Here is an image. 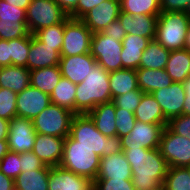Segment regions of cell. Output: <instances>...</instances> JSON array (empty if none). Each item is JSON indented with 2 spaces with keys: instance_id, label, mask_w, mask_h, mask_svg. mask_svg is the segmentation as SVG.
<instances>
[{
  "instance_id": "9a60e30c",
  "label": "cell",
  "mask_w": 190,
  "mask_h": 190,
  "mask_svg": "<svg viewBox=\"0 0 190 190\" xmlns=\"http://www.w3.org/2000/svg\"><path fill=\"white\" fill-rule=\"evenodd\" d=\"M121 12L120 0H105L88 11L81 20L92 33L102 32Z\"/></svg>"
},
{
  "instance_id": "d6a6232c",
  "label": "cell",
  "mask_w": 190,
  "mask_h": 190,
  "mask_svg": "<svg viewBox=\"0 0 190 190\" xmlns=\"http://www.w3.org/2000/svg\"><path fill=\"white\" fill-rule=\"evenodd\" d=\"M121 11L129 14L159 15L161 6L159 0H120Z\"/></svg>"
},
{
  "instance_id": "ee69618b",
  "label": "cell",
  "mask_w": 190,
  "mask_h": 190,
  "mask_svg": "<svg viewBox=\"0 0 190 190\" xmlns=\"http://www.w3.org/2000/svg\"><path fill=\"white\" fill-rule=\"evenodd\" d=\"M167 126L178 135L190 140V115L182 114L171 118Z\"/></svg>"
},
{
  "instance_id": "30bf717a",
  "label": "cell",
  "mask_w": 190,
  "mask_h": 190,
  "mask_svg": "<svg viewBox=\"0 0 190 190\" xmlns=\"http://www.w3.org/2000/svg\"><path fill=\"white\" fill-rule=\"evenodd\" d=\"M159 150L168 167H190V140L165 127Z\"/></svg>"
},
{
  "instance_id": "4dcf8cb0",
  "label": "cell",
  "mask_w": 190,
  "mask_h": 190,
  "mask_svg": "<svg viewBox=\"0 0 190 190\" xmlns=\"http://www.w3.org/2000/svg\"><path fill=\"white\" fill-rule=\"evenodd\" d=\"M171 51L165 49L156 40H152L144 50L139 68L165 69Z\"/></svg>"
},
{
  "instance_id": "e575fe53",
  "label": "cell",
  "mask_w": 190,
  "mask_h": 190,
  "mask_svg": "<svg viewBox=\"0 0 190 190\" xmlns=\"http://www.w3.org/2000/svg\"><path fill=\"white\" fill-rule=\"evenodd\" d=\"M64 28L65 21L40 29L33 35L41 42L52 46L53 49L57 50L60 53L64 40Z\"/></svg>"
},
{
  "instance_id": "5b68a950",
  "label": "cell",
  "mask_w": 190,
  "mask_h": 190,
  "mask_svg": "<svg viewBox=\"0 0 190 190\" xmlns=\"http://www.w3.org/2000/svg\"><path fill=\"white\" fill-rule=\"evenodd\" d=\"M190 17L185 12L161 11L156 23L155 40L165 49H185V40Z\"/></svg>"
},
{
  "instance_id": "8fae6325",
  "label": "cell",
  "mask_w": 190,
  "mask_h": 190,
  "mask_svg": "<svg viewBox=\"0 0 190 190\" xmlns=\"http://www.w3.org/2000/svg\"><path fill=\"white\" fill-rule=\"evenodd\" d=\"M166 126L136 121L129 135L121 138L122 148L157 149Z\"/></svg>"
},
{
  "instance_id": "44dd1931",
  "label": "cell",
  "mask_w": 190,
  "mask_h": 190,
  "mask_svg": "<svg viewBox=\"0 0 190 190\" xmlns=\"http://www.w3.org/2000/svg\"><path fill=\"white\" fill-rule=\"evenodd\" d=\"M131 179V165L124 152L113 153L100 158V167L96 179Z\"/></svg>"
},
{
  "instance_id": "5bb4252c",
  "label": "cell",
  "mask_w": 190,
  "mask_h": 190,
  "mask_svg": "<svg viewBox=\"0 0 190 190\" xmlns=\"http://www.w3.org/2000/svg\"><path fill=\"white\" fill-rule=\"evenodd\" d=\"M151 95L159 103L164 117L168 121L183 114L186 95L183 83L173 82L172 85L166 88L153 91Z\"/></svg>"
},
{
  "instance_id": "7bdbcfd3",
  "label": "cell",
  "mask_w": 190,
  "mask_h": 190,
  "mask_svg": "<svg viewBox=\"0 0 190 190\" xmlns=\"http://www.w3.org/2000/svg\"><path fill=\"white\" fill-rule=\"evenodd\" d=\"M0 20L5 22H27L26 10L0 0Z\"/></svg>"
},
{
  "instance_id": "ac0fdd59",
  "label": "cell",
  "mask_w": 190,
  "mask_h": 190,
  "mask_svg": "<svg viewBox=\"0 0 190 190\" xmlns=\"http://www.w3.org/2000/svg\"><path fill=\"white\" fill-rule=\"evenodd\" d=\"M93 181L60 166L50 168L48 190H91Z\"/></svg>"
},
{
  "instance_id": "816d5d0a",
  "label": "cell",
  "mask_w": 190,
  "mask_h": 190,
  "mask_svg": "<svg viewBox=\"0 0 190 190\" xmlns=\"http://www.w3.org/2000/svg\"><path fill=\"white\" fill-rule=\"evenodd\" d=\"M183 86L186 93L183 114L190 115V76L183 82Z\"/></svg>"
},
{
  "instance_id": "ab89813d",
  "label": "cell",
  "mask_w": 190,
  "mask_h": 190,
  "mask_svg": "<svg viewBox=\"0 0 190 190\" xmlns=\"http://www.w3.org/2000/svg\"><path fill=\"white\" fill-rule=\"evenodd\" d=\"M115 113L117 136L119 138L128 136L137 121L134 113L118 107H116Z\"/></svg>"
},
{
  "instance_id": "cb8c5ba5",
  "label": "cell",
  "mask_w": 190,
  "mask_h": 190,
  "mask_svg": "<svg viewBox=\"0 0 190 190\" xmlns=\"http://www.w3.org/2000/svg\"><path fill=\"white\" fill-rule=\"evenodd\" d=\"M116 106L111 101L104 104H99L87 114L93 120L97 130L104 136L114 137L117 136V126L115 120Z\"/></svg>"
},
{
  "instance_id": "1f68e13d",
  "label": "cell",
  "mask_w": 190,
  "mask_h": 190,
  "mask_svg": "<svg viewBox=\"0 0 190 190\" xmlns=\"http://www.w3.org/2000/svg\"><path fill=\"white\" fill-rule=\"evenodd\" d=\"M76 84L61 77L58 85L50 95L51 103L64 107L75 113Z\"/></svg>"
},
{
  "instance_id": "8992f818",
  "label": "cell",
  "mask_w": 190,
  "mask_h": 190,
  "mask_svg": "<svg viewBox=\"0 0 190 190\" xmlns=\"http://www.w3.org/2000/svg\"><path fill=\"white\" fill-rule=\"evenodd\" d=\"M75 113L51 103L32 120L36 133L66 138Z\"/></svg>"
},
{
  "instance_id": "60d3db41",
  "label": "cell",
  "mask_w": 190,
  "mask_h": 190,
  "mask_svg": "<svg viewBox=\"0 0 190 190\" xmlns=\"http://www.w3.org/2000/svg\"><path fill=\"white\" fill-rule=\"evenodd\" d=\"M143 94L144 92L141 90H131L126 94L116 96L112 102L116 107L134 113L140 104Z\"/></svg>"
},
{
  "instance_id": "74e56055",
  "label": "cell",
  "mask_w": 190,
  "mask_h": 190,
  "mask_svg": "<svg viewBox=\"0 0 190 190\" xmlns=\"http://www.w3.org/2000/svg\"><path fill=\"white\" fill-rule=\"evenodd\" d=\"M28 34L27 22H5L0 20V39L12 40Z\"/></svg>"
},
{
  "instance_id": "603a6c76",
  "label": "cell",
  "mask_w": 190,
  "mask_h": 190,
  "mask_svg": "<svg viewBox=\"0 0 190 190\" xmlns=\"http://www.w3.org/2000/svg\"><path fill=\"white\" fill-rule=\"evenodd\" d=\"M30 70L23 66L9 65L0 67V88L18 94L30 86Z\"/></svg>"
},
{
  "instance_id": "ffe728a7",
  "label": "cell",
  "mask_w": 190,
  "mask_h": 190,
  "mask_svg": "<svg viewBox=\"0 0 190 190\" xmlns=\"http://www.w3.org/2000/svg\"><path fill=\"white\" fill-rule=\"evenodd\" d=\"M60 58L61 55L57 50L41 42L31 34L30 49L27 59V68L30 71L49 66H58Z\"/></svg>"
},
{
  "instance_id": "f5cc1de1",
  "label": "cell",
  "mask_w": 190,
  "mask_h": 190,
  "mask_svg": "<svg viewBox=\"0 0 190 190\" xmlns=\"http://www.w3.org/2000/svg\"><path fill=\"white\" fill-rule=\"evenodd\" d=\"M13 187L14 180L0 172V190H11Z\"/></svg>"
},
{
  "instance_id": "7a4b0ae2",
  "label": "cell",
  "mask_w": 190,
  "mask_h": 190,
  "mask_svg": "<svg viewBox=\"0 0 190 190\" xmlns=\"http://www.w3.org/2000/svg\"><path fill=\"white\" fill-rule=\"evenodd\" d=\"M75 114H87L99 104L112 101L109 72L96 64L80 84H76Z\"/></svg>"
},
{
  "instance_id": "83f0119b",
  "label": "cell",
  "mask_w": 190,
  "mask_h": 190,
  "mask_svg": "<svg viewBox=\"0 0 190 190\" xmlns=\"http://www.w3.org/2000/svg\"><path fill=\"white\" fill-rule=\"evenodd\" d=\"M165 71L173 82L183 83L190 76V51L172 50Z\"/></svg>"
},
{
  "instance_id": "7dc6e473",
  "label": "cell",
  "mask_w": 190,
  "mask_h": 190,
  "mask_svg": "<svg viewBox=\"0 0 190 190\" xmlns=\"http://www.w3.org/2000/svg\"><path fill=\"white\" fill-rule=\"evenodd\" d=\"M190 0H161V11L186 12Z\"/></svg>"
},
{
  "instance_id": "6f0895ef",
  "label": "cell",
  "mask_w": 190,
  "mask_h": 190,
  "mask_svg": "<svg viewBox=\"0 0 190 190\" xmlns=\"http://www.w3.org/2000/svg\"><path fill=\"white\" fill-rule=\"evenodd\" d=\"M185 49H188L190 51V26L186 34Z\"/></svg>"
},
{
  "instance_id": "8d00e7d4",
  "label": "cell",
  "mask_w": 190,
  "mask_h": 190,
  "mask_svg": "<svg viewBox=\"0 0 190 190\" xmlns=\"http://www.w3.org/2000/svg\"><path fill=\"white\" fill-rule=\"evenodd\" d=\"M17 94L5 88H0V118L11 120L17 116Z\"/></svg>"
},
{
  "instance_id": "f907efd6",
  "label": "cell",
  "mask_w": 190,
  "mask_h": 190,
  "mask_svg": "<svg viewBox=\"0 0 190 190\" xmlns=\"http://www.w3.org/2000/svg\"><path fill=\"white\" fill-rule=\"evenodd\" d=\"M59 7L70 16L76 9L79 0H54Z\"/></svg>"
},
{
  "instance_id": "681fc988",
  "label": "cell",
  "mask_w": 190,
  "mask_h": 190,
  "mask_svg": "<svg viewBox=\"0 0 190 190\" xmlns=\"http://www.w3.org/2000/svg\"><path fill=\"white\" fill-rule=\"evenodd\" d=\"M11 65L8 40L0 39V67Z\"/></svg>"
},
{
  "instance_id": "f546056e",
  "label": "cell",
  "mask_w": 190,
  "mask_h": 190,
  "mask_svg": "<svg viewBox=\"0 0 190 190\" xmlns=\"http://www.w3.org/2000/svg\"><path fill=\"white\" fill-rule=\"evenodd\" d=\"M62 75L59 66H49L30 71V85L51 95Z\"/></svg>"
},
{
  "instance_id": "4316f807",
  "label": "cell",
  "mask_w": 190,
  "mask_h": 190,
  "mask_svg": "<svg viewBox=\"0 0 190 190\" xmlns=\"http://www.w3.org/2000/svg\"><path fill=\"white\" fill-rule=\"evenodd\" d=\"M109 86L112 100L116 96L126 94L131 90H140L136 70L123 68L109 72Z\"/></svg>"
},
{
  "instance_id": "f1b7e54d",
  "label": "cell",
  "mask_w": 190,
  "mask_h": 190,
  "mask_svg": "<svg viewBox=\"0 0 190 190\" xmlns=\"http://www.w3.org/2000/svg\"><path fill=\"white\" fill-rule=\"evenodd\" d=\"M50 166L43 169L21 172L14 179V187L18 190H48Z\"/></svg>"
},
{
  "instance_id": "ba28073f",
  "label": "cell",
  "mask_w": 190,
  "mask_h": 190,
  "mask_svg": "<svg viewBox=\"0 0 190 190\" xmlns=\"http://www.w3.org/2000/svg\"><path fill=\"white\" fill-rule=\"evenodd\" d=\"M122 43L108 37L102 32L93 33L91 37L90 53L107 72L122 69Z\"/></svg>"
},
{
  "instance_id": "9f6ffc18",
  "label": "cell",
  "mask_w": 190,
  "mask_h": 190,
  "mask_svg": "<svg viewBox=\"0 0 190 190\" xmlns=\"http://www.w3.org/2000/svg\"><path fill=\"white\" fill-rule=\"evenodd\" d=\"M8 140H0V160L8 153Z\"/></svg>"
},
{
  "instance_id": "b9f144b4",
  "label": "cell",
  "mask_w": 190,
  "mask_h": 190,
  "mask_svg": "<svg viewBox=\"0 0 190 190\" xmlns=\"http://www.w3.org/2000/svg\"><path fill=\"white\" fill-rule=\"evenodd\" d=\"M94 190H136L131 179H95Z\"/></svg>"
},
{
  "instance_id": "d4e9b609",
  "label": "cell",
  "mask_w": 190,
  "mask_h": 190,
  "mask_svg": "<svg viewBox=\"0 0 190 190\" xmlns=\"http://www.w3.org/2000/svg\"><path fill=\"white\" fill-rule=\"evenodd\" d=\"M136 73L138 87L144 93H152L153 91L166 88L173 83V80L165 69L154 70L138 68Z\"/></svg>"
},
{
  "instance_id": "3957f363",
  "label": "cell",
  "mask_w": 190,
  "mask_h": 190,
  "mask_svg": "<svg viewBox=\"0 0 190 190\" xmlns=\"http://www.w3.org/2000/svg\"><path fill=\"white\" fill-rule=\"evenodd\" d=\"M70 136L77 145L91 148L98 156H109L122 152L121 138L107 137L99 132L88 114H75L70 128Z\"/></svg>"
},
{
  "instance_id": "6da1fadb",
  "label": "cell",
  "mask_w": 190,
  "mask_h": 190,
  "mask_svg": "<svg viewBox=\"0 0 190 190\" xmlns=\"http://www.w3.org/2000/svg\"><path fill=\"white\" fill-rule=\"evenodd\" d=\"M131 165L132 184L136 190H162L168 165L159 148H122Z\"/></svg>"
},
{
  "instance_id": "d6986e66",
  "label": "cell",
  "mask_w": 190,
  "mask_h": 190,
  "mask_svg": "<svg viewBox=\"0 0 190 190\" xmlns=\"http://www.w3.org/2000/svg\"><path fill=\"white\" fill-rule=\"evenodd\" d=\"M159 15L135 14L120 12L119 21L126 34H136L151 41L156 37V23Z\"/></svg>"
},
{
  "instance_id": "f6af8a7d",
  "label": "cell",
  "mask_w": 190,
  "mask_h": 190,
  "mask_svg": "<svg viewBox=\"0 0 190 190\" xmlns=\"http://www.w3.org/2000/svg\"><path fill=\"white\" fill-rule=\"evenodd\" d=\"M22 172L43 169L46 165L32 151L20 153Z\"/></svg>"
},
{
  "instance_id": "2e32d148",
  "label": "cell",
  "mask_w": 190,
  "mask_h": 190,
  "mask_svg": "<svg viewBox=\"0 0 190 190\" xmlns=\"http://www.w3.org/2000/svg\"><path fill=\"white\" fill-rule=\"evenodd\" d=\"M97 64L91 53L61 57L59 69L62 77L74 84H80Z\"/></svg>"
},
{
  "instance_id": "484cf974",
  "label": "cell",
  "mask_w": 190,
  "mask_h": 190,
  "mask_svg": "<svg viewBox=\"0 0 190 190\" xmlns=\"http://www.w3.org/2000/svg\"><path fill=\"white\" fill-rule=\"evenodd\" d=\"M137 121L143 123L167 125L168 120L164 117L162 108L151 93H144L139 106L134 112Z\"/></svg>"
},
{
  "instance_id": "9c48e42d",
  "label": "cell",
  "mask_w": 190,
  "mask_h": 190,
  "mask_svg": "<svg viewBox=\"0 0 190 190\" xmlns=\"http://www.w3.org/2000/svg\"><path fill=\"white\" fill-rule=\"evenodd\" d=\"M92 34L81 19L68 17L65 20L61 57L90 53Z\"/></svg>"
},
{
  "instance_id": "836d02e7",
  "label": "cell",
  "mask_w": 190,
  "mask_h": 190,
  "mask_svg": "<svg viewBox=\"0 0 190 190\" xmlns=\"http://www.w3.org/2000/svg\"><path fill=\"white\" fill-rule=\"evenodd\" d=\"M162 190H190V171L186 167H168Z\"/></svg>"
},
{
  "instance_id": "277c9868",
  "label": "cell",
  "mask_w": 190,
  "mask_h": 190,
  "mask_svg": "<svg viewBox=\"0 0 190 190\" xmlns=\"http://www.w3.org/2000/svg\"><path fill=\"white\" fill-rule=\"evenodd\" d=\"M100 156L91 148L77 145L70 135L64 139L63 156L60 167L94 181L100 167Z\"/></svg>"
},
{
  "instance_id": "4fadbf2b",
  "label": "cell",
  "mask_w": 190,
  "mask_h": 190,
  "mask_svg": "<svg viewBox=\"0 0 190 190\" xmlns=\"http://www.w3.org/2000/svg\"><path fill=\"white\" fill-rule=\"evenodd\" d=\"M50 104V95L30 85L17 94V117L33 120Z\"/></svg>"
},
{
  "instance_id": "d590c367",
  "label": "cell",
  "mask_w": 190,
  "mask_h": 190,
  "mask_svg": "<svg viewBox=\"0 0 190 190\" xmlns=\"http://www.w3.org/2000/svg\"><path fill=\"white\" fill-rule=\"evenodd\" d=\"M31 34L17 39L8 40L11 65L27 68V59L30 49Z\"/></svg>"
},
{
  "instance_id": "7c38bea8",
  "label": "cell",
  "mask_w": 190,
  "mask_h": 190,
  "mask_svg": "<svg viewBox=\"0 0 190 190\" xmlns=\"http://www.w3.org/2000/svg\"><path fill=\"white\" fill-rule=\"evenodd\" d=\"M36 132L32 120L14 117L9 121L8 148L16 153L33 150Z\"/></svg>"
},
{
  "instance_id": "bcb514c9",
  "label": "cell",
  "mask_w": 190,
  "mask_h": 190,
  "mask_svg": "<svg viewBox=\"0 0 190 190\" xmlns=\"http://www.w3.org/2000/svg\"><path fill=\"white\" fill-rule=\"evenodd\" d=\"M105 0H79L75 11L69 16L73 19H81L88 11L97 7Z\"/></svg>"
},
{
  "instance_id": "680465c9",
  "label": "cell",
  "mask_w": 190,
  "mask_h": 190,
  "mask_svg": "<svg viewBox=\"0 0 190 190\" xmlns=\"http://www.w3.org/2000/svg\"><path fill=\"white\" fill-rule=\"evenodd\" d=\"M189 17H190V2L187 6L186 12H185Z\"/></svg>"
},
{
  "instance_id": "f35d334b",
  "label": "cell",
  "mask_w": 190,
  "mask_h": 190,
  "mask_svg": "<svg viewBox=\"0 0 190 190\" xmlns=\"http://www.w3.org/2000/svg\"><path fill=\"white\" fill-rule=\"evenodd\" d=\"M0 172L14 180L22 172L20 153L9 150L0 160Z\"/></svg>"
},
{
  "instance_id": "e0dca14e",
  "label": "cell",
  "mask_w": 190,
  "mask_h": 190,
  "mask_svg": "<svg viewBox=\"0 0 190 190\" xmlns=\"http://www.w3.org/2000/svg\"><path fill=\"white\" fill-rule=\"evenodd\" d=\"M64 139L62 137L36 133L32 152L46 166H59L63 156Z\"/></svg>"
},
{
  "instance_id": "7402d4cb",
  "label": "cell",
  "mask_w": 190,
  "mask_h": 190,
  "mask_svg": "<svg viewBox=\"0 0 190 190\" xmlns=\"http://www.w3.org/2000/svg\"><path fill=\"white\" fill-rule=\"evenodd\" d=\"M150 42L151 40L149 38H144L136 34H126L121 41L123 46L121 52L122 69L137 70L139 68L143 52Z\"/></svg>"
},
{
  "instance_id": "11a10c76",
  "label": "cell",
  "mask_w": 190,
  "mask_h": 190,
  "mask_svg": "<svg viewBox=\"0 0 190 190\" xmlns=\"http://www.w3.org/2000/svg\"><path fill=\"white\" fill-rule=\"evenodd\" d=\"M10 5H13L15 7H19L20 9L27 10V7L31 3V0H4Z\"/></svg>"
},
{
  "instance_id": "c3c4849f",
  "label": "cell",
  "mask_w": 190,
  "mask_h": 190,
  "mask_svg": "<svg viewBox=\"0 0 190 190\" xmlns=\"http://www.w3.org/2000/svg\"><path fill=\"white\" fill-rule=\"evenodd\" d=\"M102 33L108 37H113V39L117 41H122L126 36L125 30L121 25L119 19L114 20L112 23H110L107 28L102 30Z\"/></svg>"
},
{
  "instance_id": "52a82bcc",
  "label": "cell",
  "mask_w": 190,
  "mask_h": 190,
  "mask_svg": "<svg viewBox=\"0 0 190 190\" xmlns=\"http://www.w3.org/2000/svg\"><path fill=\"white\" fill-rule=\"evenodd\" d=\"M68 17L54 0H31L26 10L27 28L30 34L63 22Z\"/></svg>"
},
{
  "instance_id": "db71d44e",
  "label": "cell",
  "mask_w": 190,
  "mask_h": 190,
  "mask_svg": "<svg viewBox=\"0 0 190 190\" xmlns=\"http://www.w3.org/2000/svg\"><path fill=\"white\" fill-rule=\"evenodd\" d=\"M9 134V120L0 118V140H7Z\"/></svg>"
}]
</instances>
